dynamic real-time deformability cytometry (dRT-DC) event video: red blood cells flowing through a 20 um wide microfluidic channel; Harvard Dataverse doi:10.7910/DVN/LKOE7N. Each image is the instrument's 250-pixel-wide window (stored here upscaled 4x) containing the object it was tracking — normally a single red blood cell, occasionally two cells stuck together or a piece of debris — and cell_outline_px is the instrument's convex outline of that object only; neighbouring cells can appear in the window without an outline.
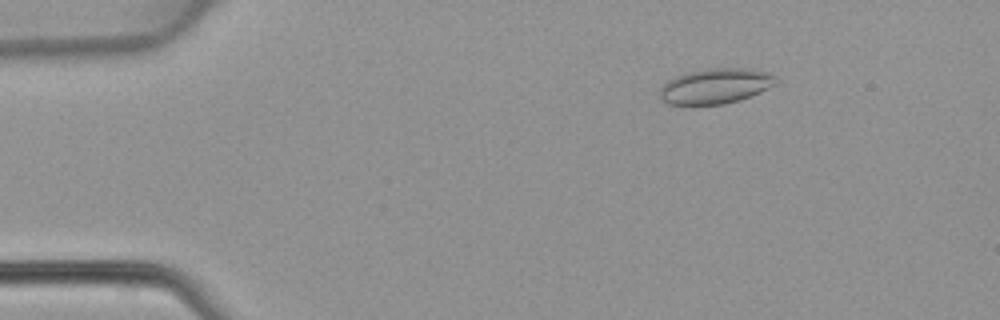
{"species": "common noctule bat (a hibernating species)", "species_latin": "Nyctalus noctula", "temperature_condition": "warm", "stored_images_in_passage": 47, "camera_frame_rate_fps": 3000, "um_per_image_px": 0.085, "animal": {"sex": "female", "body_mass_g": 22.7, "forearm_length_mm": 54.2}, "frame": {"image": 1, "passage_image": 7, "time_ms": 2.0, "image_size_px": [1000, 320], "cell_outline_px": [[776, 84], [760, 92], [740, 100], [724, 104], [668, 104], [660, 100], [660, 88], [668, 80], [676, 76], [688, 72], [708, 68], [752, 68], [768, 72], [776, 76]], "centroid_in_image_um": [60.83, 7.3], "position_along_channel_um": 24.2, "area_um2": 23.93}}
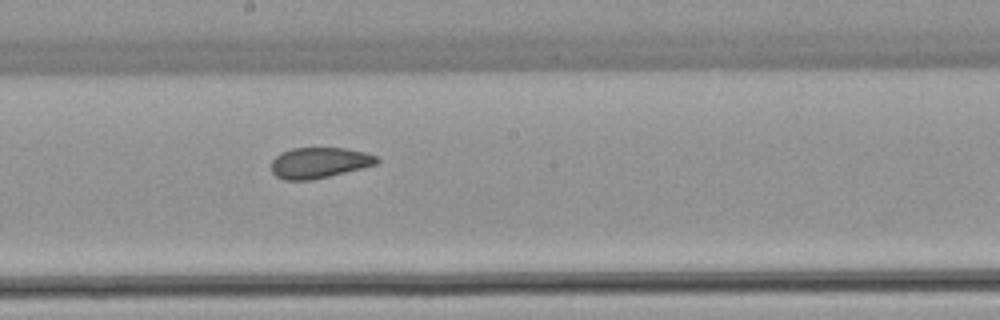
{"frame": {"image": 2, "passage_image": 26, "time_ms": 8.333, "image_size_px": [1000, 320], "cell_outline_px": [[380, 160], [376, 164], [312, 180], [284, 180], [276, 176], [272, 172], [272, 160], [276, 156], [292, 148], [344, 148], [364, 152], [376, 156]], "centroid_in_image_um": [27.12, 13.83], "position_along_channel_um": 221.1, "area_um2": 18.61}}
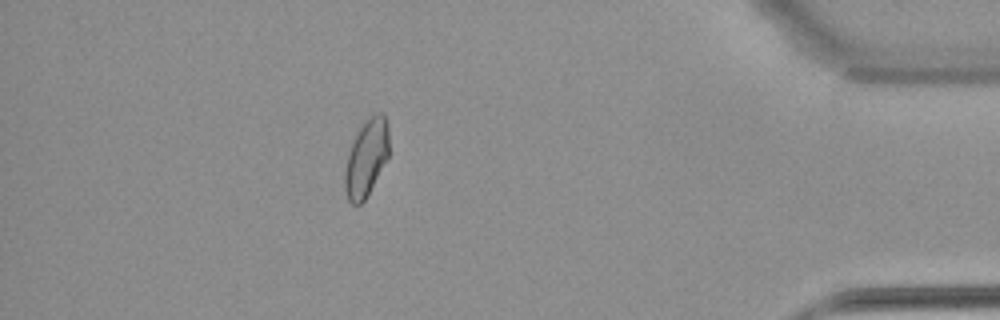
{"frame": {"image": 3, "passage_image": 42, "time_ms": 13.667, "image_size_px": [1000, 320], "cell_outline_px": [[388, 156], [364, 200], [360, 204], [352, 204], [348, 200], [344, 188], [344, 172], [348, 152], [360, 128], [376, 112], [384, 112], [388, 124]], "centroid_in_image_um": [31.13, 13.42], "position_along_channel_um": 404.1, "area_um2": 19.36}}